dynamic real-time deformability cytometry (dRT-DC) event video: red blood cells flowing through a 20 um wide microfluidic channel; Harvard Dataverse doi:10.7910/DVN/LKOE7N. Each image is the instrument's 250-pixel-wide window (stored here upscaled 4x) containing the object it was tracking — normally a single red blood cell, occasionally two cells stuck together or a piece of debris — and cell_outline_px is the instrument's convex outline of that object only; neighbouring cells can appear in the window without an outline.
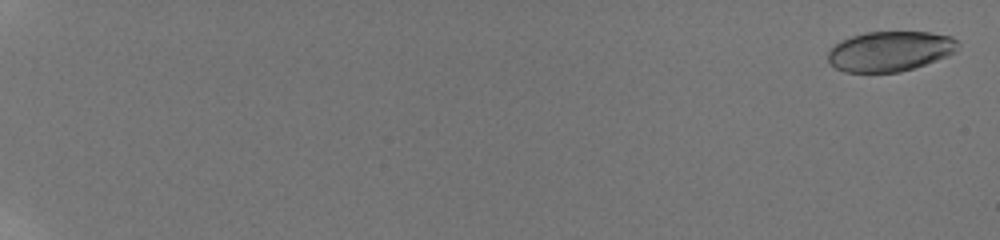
{"species": "human", "species_latin": "Homo sapiens", "temperature_condition": "room temperature", "stored_images_in_passage": 60, "camera_frame_rate_fps": 3000, "um_per_image_px": 0.085, "donor": {"sex": "male"}, "frame": {"image": 1, "passage_image": 2, "time_ms": 0.333, "image_size_px": [1000, 240], "cell_outline_px": [[960, 44], [956, 52], [948, 56], [900, 72], [844, 72], [836, 68], [828, 60], [828, 52], [836, 44], [852, 36], [864, 32], [928, 32], [952, 36]], "centroid_in_image_um": [75.68, 4.35], "position_along_channel_um": 9.3, "area_um2": 30.23}}
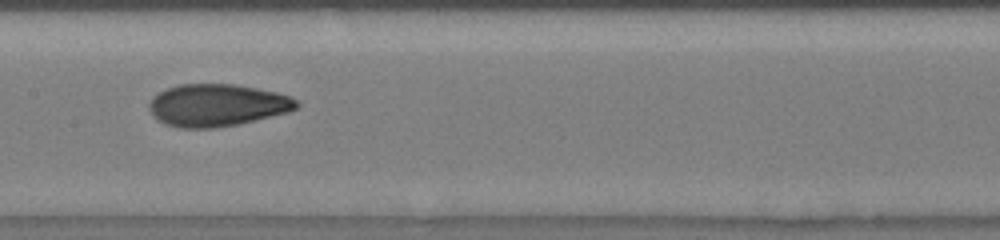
{"frame": {"image": 2, "passage_image": 36, "time_ms": 11.667, "image_size_px": [1000, 240], "cell_outline_px": [[300, 104], [296, 108], [288, 112], [236, 124], [216, 128], [180, 128], [164, 124], [156, 120], [152, 116], [148, 108], [148, 104], [160, 92], [168, 88], [180, 84], [232, 84], [256, 88], [276, 92], [292, 96]], "centroid_in_image_um": [18.43, 8.95], "position_along_channel_um": 189.0, "area_um2": 36.24}}
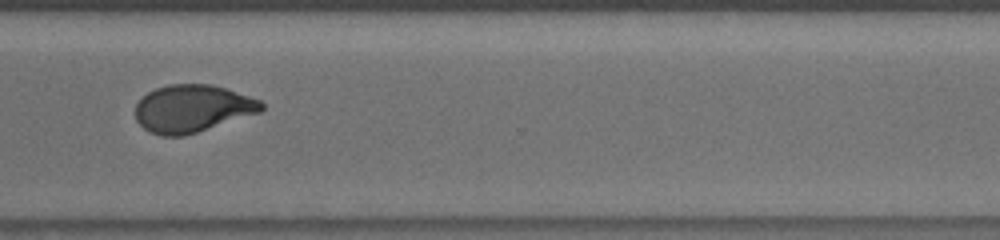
{"frame": {"image": 3, "passage_image": 49, "time_ms": 16.0, "image_size_px": [1000, 240], "cell_outline_px": [[264, 108], [260, 112], [184, 136], [160, 136], [148, 132], [136, 120], [136, 104], [148, 92], [156, 88], [172, 84], [212, 84], [260, 100], [264, 104]], "centroid_in_image_um": [16.33, 9.23], "position_along_channel_um": 354.3, "area_um2": 34.62}, "authors_computed_cell_mechanics": {"area_um2": 34.5644, "velocity_mm_per_s": 3.8273, "shape_relaxation_time_tau1_ms": 9.4572, "shape_relaxation_time_tau2_ms": 1.2425, "deformation_change_tau1": 0.2717, "deformation_change_tau2": 0.0636}}